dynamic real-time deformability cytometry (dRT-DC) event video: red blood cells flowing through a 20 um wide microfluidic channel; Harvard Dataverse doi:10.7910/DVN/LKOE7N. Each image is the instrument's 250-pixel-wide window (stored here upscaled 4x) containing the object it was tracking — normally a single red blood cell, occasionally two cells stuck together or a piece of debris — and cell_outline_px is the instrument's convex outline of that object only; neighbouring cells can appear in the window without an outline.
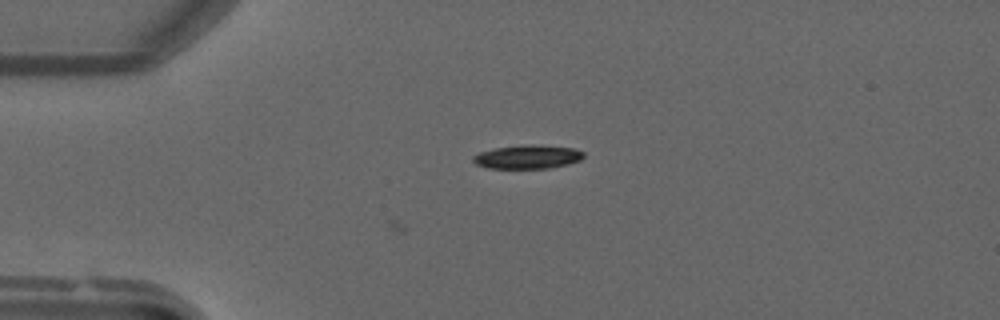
{"species": "common noctule bat (a hibernating species)", "species_latin": "Nyctalus noctula", "temperature_condition": "warm", "stored_images_in_passage": 5, "camera_frame_rate_fps": 3000, "um_per_image_px": 0.085, "animal": {"sex": "male", "forearm_length_mm": 52.5}, "frame": {"image": 1, "passage_image": 5, "time_ms": 1.333, "image_size_px": [1000, 320], "cell_outline_px": [[584, 156], [580, 160], [568, 164], [548, 168], [488, 168], [476, 164], [472, 160], [472, 156], [480, 152], [492, 148], [524, 144], [532, 144], [572, 148], [584, 152]], "centroid_in_image_um": [44.81, 13.32], "position_along_channel_um": 40.2, "area_um2": 15.32}}